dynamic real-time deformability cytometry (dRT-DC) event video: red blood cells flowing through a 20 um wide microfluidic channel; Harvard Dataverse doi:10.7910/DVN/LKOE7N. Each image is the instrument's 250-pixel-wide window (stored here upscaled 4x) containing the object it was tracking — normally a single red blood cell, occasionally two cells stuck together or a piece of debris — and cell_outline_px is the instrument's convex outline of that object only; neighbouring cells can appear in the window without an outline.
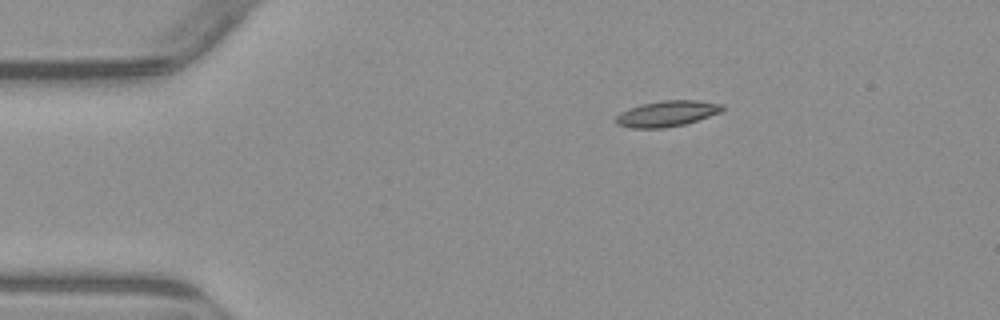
{"species": "common noctule bat (a hibernating species)", "species_latin": "Nyctalus noctula", "temperature_condition": "warm", "stored_images_in_passage": 2, "camera_frame_rate_fps": 3000, "um_per_image_px": 0.085, "animal": {"sex": "male", "body_mass_g": 23.1, "forearm_length_mm": 52.7}, "frame": {"image": 1, "passage_image": 1, "time_ms": 0.0, "image_size_px": [1000, 320], "cell_outline_px": [[724, 108], [720, 112], [684, 124], [664, 128], [628, 128], [616, 124], [616, 116], [620, 112], [628, 108], [660, 100], [696, 100], [724, 104]], "centroid_in_image_um": [56.66, 9.65], "position_along_channel_um": 28.3, "area_um2": 15.95}}